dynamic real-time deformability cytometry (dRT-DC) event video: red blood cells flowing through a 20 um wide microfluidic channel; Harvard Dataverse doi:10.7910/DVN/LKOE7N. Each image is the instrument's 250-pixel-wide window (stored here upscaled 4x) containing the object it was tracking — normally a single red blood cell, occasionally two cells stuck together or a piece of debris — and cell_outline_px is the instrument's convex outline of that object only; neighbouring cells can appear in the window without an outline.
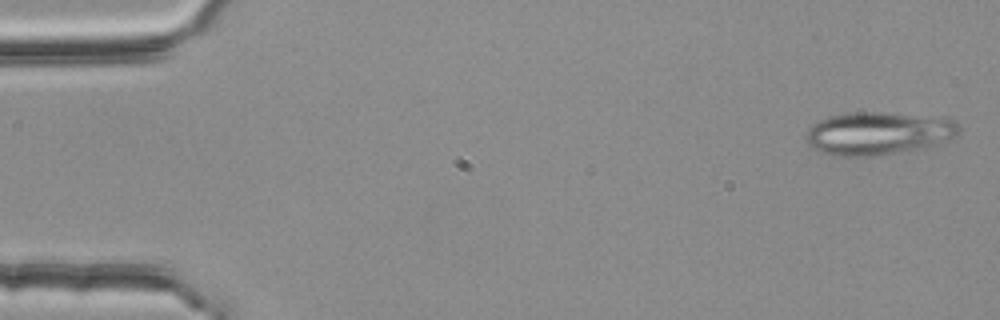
{"species": "common noctule bat (a hibernating species)", "species_latin": "Nyctalus noctula", "temperature_condition": "room temperature", "stored_images_in_passage": 54, "camera_frame_rate_fps": 3000, "um_per_image_px": 0.085, "animal": {"sex": "female", "body_mass_g": 25.1}, "frame": {"image": 1, "passage_image": 2, "time_ms": 0.333, "image_size_px": [1000, 320], "cell_outline_px": [[960, 132], [956, 136], [924, 148], [868, 156], [832, 156], [820, 152], [812, 148], [804, 140], [804, 136], [812, 124], [828, 116], [848, 112], [892, 112], [944, 116], [952, 120], [960, 128]], "centroid_in_image_um": [74.63, 11.31], "position_along_channel_um": 10.4, "area_um2": 38.84}}
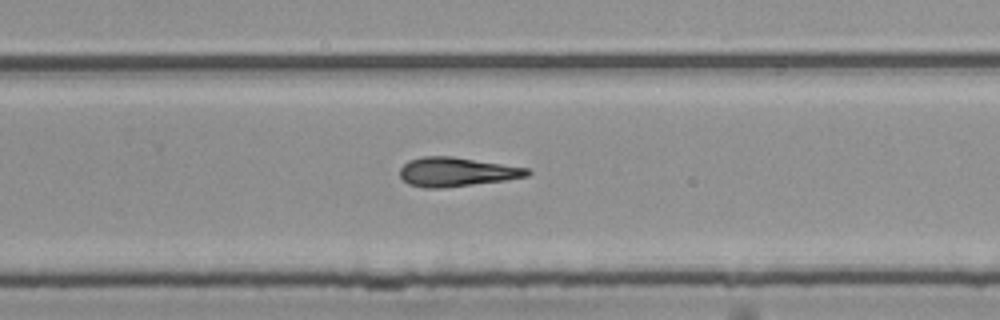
{"frame": {"image": 2, "passage_image": 35, "time_ms": 11.333, "image_size_px": [1000, 320], "cell_outline_px": [[532, 172], [528, 176], [504, 180], [440, 188], [424, 188], [408, 184], [400, 176], [400, 168], [408, 160], [424, 156], [452, 156], [528, 168]], "centroid_in_image_um": [38.78, 14.6], "position_along_channel_um": 291.0, "area_um2": 21.44}}
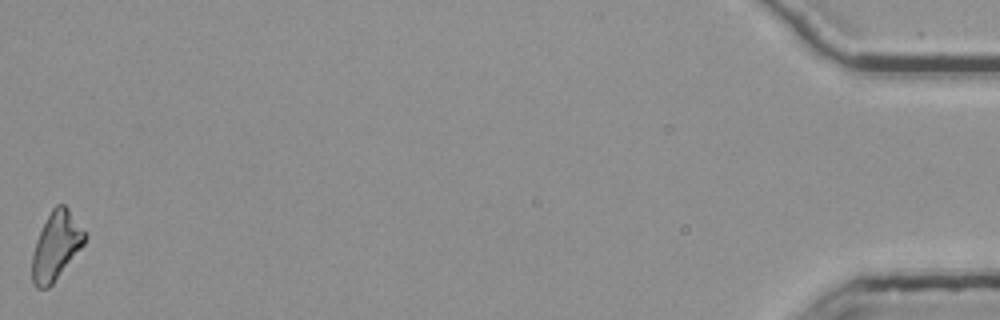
{"frame": {"image": 3, "passage_image": 54, "time_ms": 17.667, "image_size_px": [1000, 320], "cell_outline_px": [[88, 236], [84, 244], [52, 284], [48, 288], [36, 288], [32, 280], [32, 252], [36, 240], [52, 208], [56, 204], [64, 204], [68, 208]], "centroid_in_image_um": [4.76, 20.9], "position_along_channel_um": 430.4, "area_um2": 20.63}}